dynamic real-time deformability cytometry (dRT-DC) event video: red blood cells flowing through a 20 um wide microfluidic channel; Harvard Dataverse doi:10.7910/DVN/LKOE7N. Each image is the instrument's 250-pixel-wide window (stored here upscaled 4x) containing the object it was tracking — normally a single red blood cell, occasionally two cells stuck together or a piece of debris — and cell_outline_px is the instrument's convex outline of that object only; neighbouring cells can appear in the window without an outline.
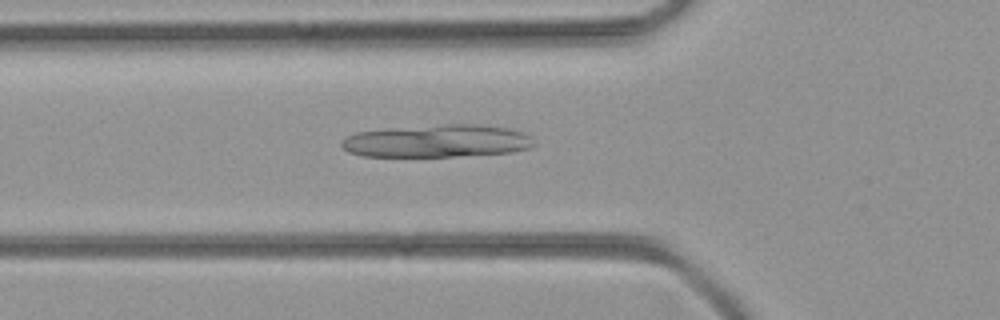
{"species": "common noctule bat (a hibernating species)", "species_latin": "Nyctalus noctula", "temperature_condition": "room temperature", "stored_images_in_passage": 45, "camera_frame_rate_fps": 3000, "um_per_image_px": 0.085, "animal": {"sex": "female", "body_mass_g": 21.9}, "frame": {"image": 1, "passage_image": 17, "time_ms": 5.333, "image_size_px": [1000, 320], "cell_outline_px": [[536, 144], [532, 148], [512, 152], [452, 156], [360, 156], [348, 152], [340, 144], [340, 140], [356, 132], [388, 128], [444, 124], [476, 124], [516, 128], [524, 132]], "centroid_in_image_um": [37.18, 11.97], "position_along_channel_um": 88.6, "area_um2": 36.93}}
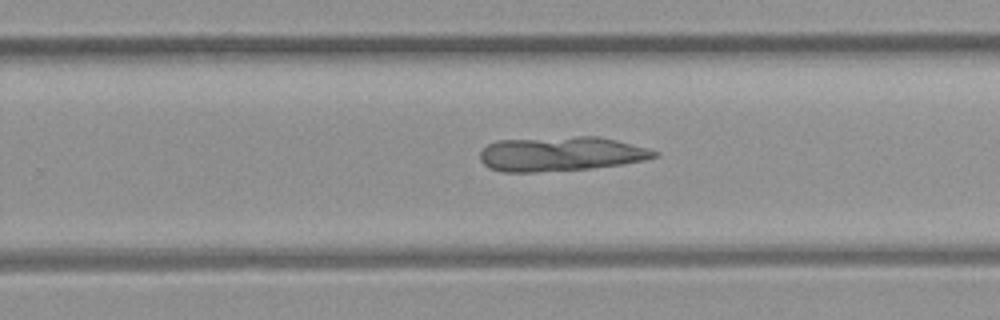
{"frame": {"image": 2, "passage_image": 30, "time_ms": 9.667, "image_size_px": [1000, 320], "cell_outline_px": [[660, 156], [644, 160], [620, 164], [588, 168], [536, 172], [500, 172], [488, 168], [480, 160], [480, 152], [488, 144], [496, 140], [576, 136], [600, 136], [648, 148], [660, 152]], "centroid_in_image_um": [47.66, 13.07], "position_along_channel_um": 282.1, "area_um2": 35.2}}
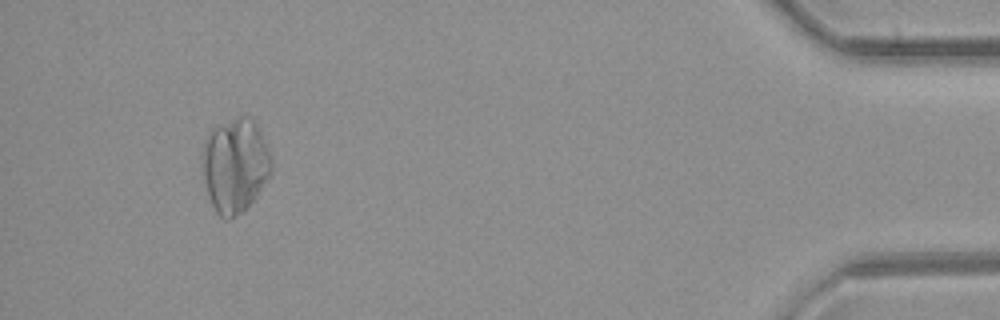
{"frame": {"image": 3, "passage_image": 44, "time_ms": 14.333, "image_size_px": [1000, 320], "cell_outline_px": [[272, 172], [256, 196], [244, 212], [228, 220], [224, 220], [216, 212], [208, 196], [200, 168], [200, 152], [208, 136], [216, 128], [236, 116], [244, 116], [252, 120], [256, 124], [260, 132], [272, 160]], "centroid_in_image_um": [19.95, 14.11], "position_along_channel_um": 415.3, "area_um2": 38.09}}